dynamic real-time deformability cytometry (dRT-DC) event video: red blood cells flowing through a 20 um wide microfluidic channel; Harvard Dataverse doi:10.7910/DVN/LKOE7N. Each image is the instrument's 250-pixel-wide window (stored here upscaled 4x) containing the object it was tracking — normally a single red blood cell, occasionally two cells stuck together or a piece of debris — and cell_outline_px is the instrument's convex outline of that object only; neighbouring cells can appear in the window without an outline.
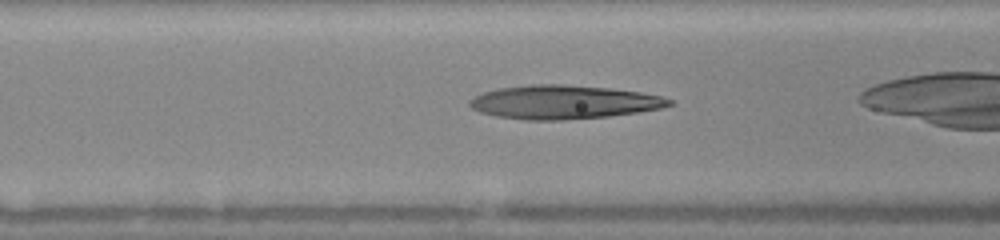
{"species": "human", "species_latin": "Homo sapiens", "temperature_condition": "warm", "stored_images_in_passage": 26, "camera_frame_rate_fps": 3000, "um_per_image_px": 0.085, "donor": {"sex": "female"}, "frame": {"image": 1, "passage_image": 4, "time_ms": 1.0, "image_size_px": [1000, 240], "cell_outline_px": [[672, 104], [660, 108], [636, 112], [608, 116], [564, 120], [524, 120], [496, 116], [480, 112], [472, 108], [468, 104], [468, 100], [484, 92], [500, 88], [532, 84], [564, 84], [608, 88], [640, 92], [660, 96], [672, 100]], "centroid_in_image_um": [47.87, 8.68], "position_along_channel_um": 118.7, "area_um2": 38.96}}
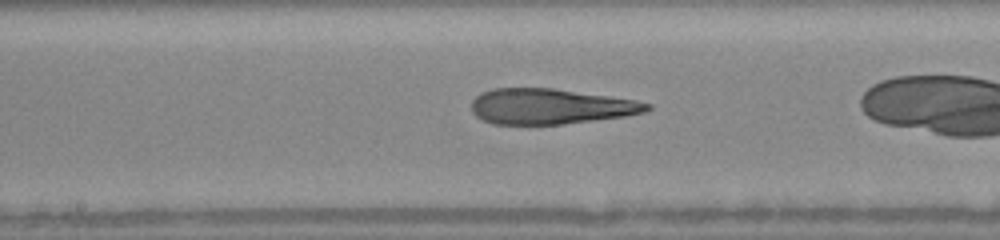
{"frame": {"image": 2, "passage_image": 12, "time_ms": 3.0, "image_size_px": [1000, 240], "cell_outline_px": [[652, 108], [644, 112], [628, 116], [564, 124], [492, 124], [476, 116], [472, 112], [472, 100], [480, 92], [492, 88], [552, 88], [636, 100], [652, 104]], "centroid_in_image_um": [46.78, 9.04], "position_along_channel_um": 201.4, "area_um2": 36.36}}